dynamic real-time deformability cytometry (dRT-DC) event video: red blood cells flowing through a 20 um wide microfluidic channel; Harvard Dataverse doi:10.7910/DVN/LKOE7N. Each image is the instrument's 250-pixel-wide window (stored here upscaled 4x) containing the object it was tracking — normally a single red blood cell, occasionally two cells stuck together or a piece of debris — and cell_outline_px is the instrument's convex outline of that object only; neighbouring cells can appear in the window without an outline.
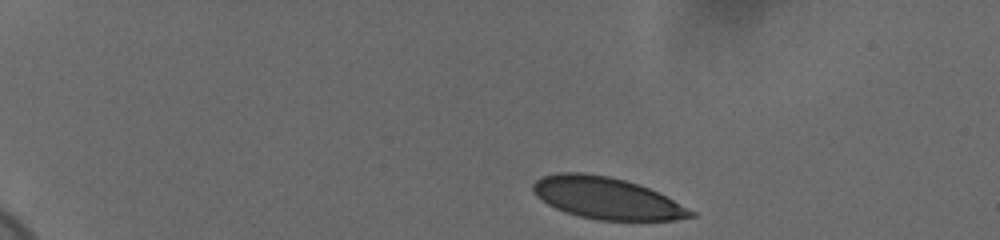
{"species": "human", "species_latin": "Homo sapiens", "temperature_condition": "cold", "stored_images_in_passage": 47, "camera_frame_rate_fps": 3000, "um_per_image_px": 0.085, "donor": {"sex": "female"}, "frame": {"image": 1, "passage_image": 1, "time_ms": 0.0, "image_size_px": [1000, 240], "cell_outline_px": [[696, 216], [676, 220], [596, 220], [564, 212], [548, 204], [536, 196], [532, 192], [532, 184], [536, 180], [544, 176], [556, 172], [584, 172], [608, 176], [624, 180], [648, 188], [696, 212]], "centroid_in_image_um": [51.52, 16.84], "position_along_channel_um": 33.5, "area_um2": 38.15}}
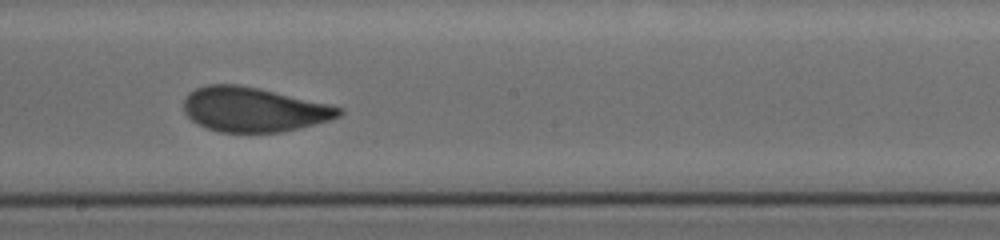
{"frame": {"image": 2, "passage_image": 25, "time_ms": 8.0, "image_size_px": [1000, 240], "cell_outline_px": [[344, 112], [340, 116], [328, 120], [300, 128], [280, 132], [220, 132], [208, 128], [192, 120], [184, 112], [184, 100], [196, 88], [208, 84], [236, 84], [260, 88], [328, 104], [344, 108]], "centroid_in_image_um": [21.58, 9.3], "position_along_channel_um": 226.6, "area_um2": 40.0}}
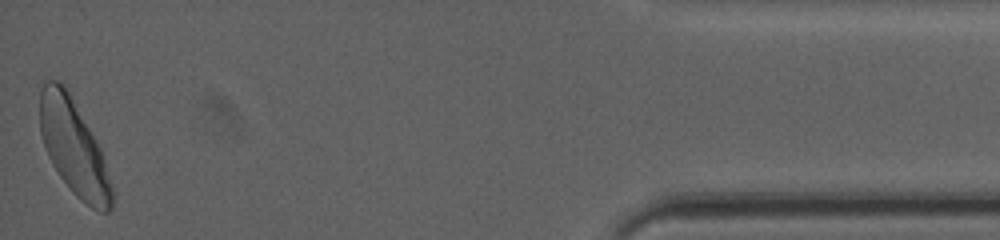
{"frame": {"image": 3, "passage_image": 47, "time_ms": 15.333, "image_size_px": [1000, 240], "cell_outline_px": [[112, 208], [108, 212], [100, 212], [92, 208], [80, 200], [72, 192], [60, 176], [52, 164], [48, 156], [40, 132], [40, 88], [48, 80], [56, 80], [64, 84], [96, 140], [100, 148], [112, 184]], "centroid_in_image_um": [6.26, 12.55], "position_along_channel_um": 428.9, "area_um2": 39.54}, "authors_computed_cell_mechanics": {"area_um2": 40.3444, "velocity_mm_per_s": 3.6587, "shape_relaxation_time_tau1_ms": 4.575, "shape_relaxation_time_tau2_ms": null, "deformation_change_tau1": 0.1763, "deformation_change_tau2": null}}